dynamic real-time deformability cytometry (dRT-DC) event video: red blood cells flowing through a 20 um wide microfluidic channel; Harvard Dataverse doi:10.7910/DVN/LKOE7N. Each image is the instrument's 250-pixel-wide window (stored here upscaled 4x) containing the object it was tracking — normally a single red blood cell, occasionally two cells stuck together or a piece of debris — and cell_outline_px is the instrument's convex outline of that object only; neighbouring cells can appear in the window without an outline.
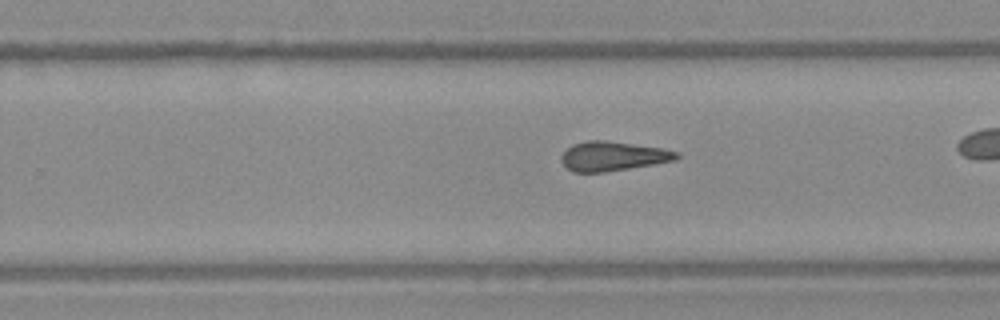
{"species": "Egyptian fruit bat (a non-hibernating species)", "species_latin": "Rousettus aegyptiacus", "temperature_condition": "warm", "stored_images_in_passage": 34, "camera_frame_rate_fps": 3000, "um_per_image_px": 0.085, "frame": {"image": 1, "passage_image": 25, "time_ms": 8.0, "image_size_px": [1000, 320], "cell_outline_px": [[680, 156], [676, 160], [656, 164], [604, 172], [572, 172], [560, 160], [560, 156], [572, 144], [588, 140], [604, 140], [664, 148], [680, 152]], "centroid_in_image_um": [52.13, 13.27], "position_along_channel_um": 277.7, "area_um2": 19.88}, "authors_computed_cell_mechanics": {"area_um2": 20.3745, "velocity_mm_per_s": 4.0019, "shape_relaxation_time_tau1_ms": null, "shape_relaxation_time_tau2_ms": 1.6585, "deformation_change_tau1": null, "deformation_change_tau2": 0.0891}}